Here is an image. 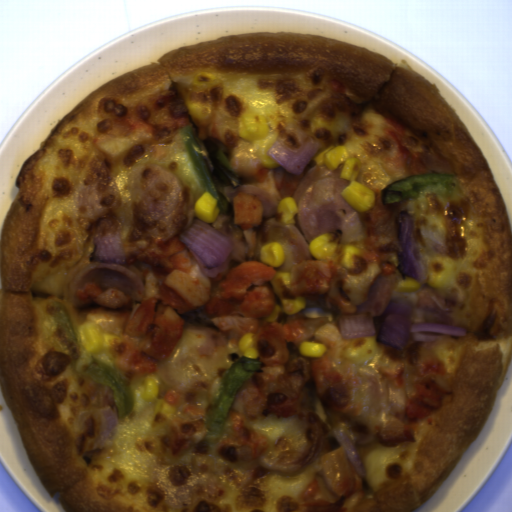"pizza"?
I'll list each match as a JSON object with an SVG mask.
<instances>
[{
	"mask_svg": "<svg viewBox=\"0 0 512 512\" xmlns=\"http://www.w3.org/2000/svg\"><path fill=\"white\" fill-rule=\"evenodd\" d=\"M157 61L107 80L58 121L19 168L17 194L0 227V390L37 478L53 499L61 492L66 512L414 511L483 430L512 363V225L486 157L439 86L403 59L350 42L263 31L173 49ZM243 114L265 117L294 153L310 143L321 150L333 144L360 158L355 181L376 194L375 207L357 213L367 238L355 246V269L342 267L341 243L335 258L323 260L336 268L346 300L366 302L380 274L403 278L396 218L408 214L414 256L429 273L421 285L452 309H415L412 324L467 332H421L441 337L416 343L410 334L402 350L377 343L384 314L373 317V336L342 339L336 319L345 313L334 304L306 305L328 318L308 341H333V365L357 380L351 393L360 409L340 410L308 382L302 414L247 417L268 445L257 458L251 446L226 445L228 415L219 443L205 440V412L224 373L243 356L241 333L218 327L211 320L217 314L203 306L178 314L185 329L166 361L143 353L158 367L154 374L123 369L111 350L94 354L131 393L148 375L161 382L158 402L119 419L113 390L79 372L91 353L76 327L91 322L119 337L133 304L111 311L62 300L69 271L92 262L96 238L117 236L126 268L150 244L168 242H127L136 162L152 159L179 175L190 194L184 230L198 219L194 203L206 190L176 135L191 123L201 140L208 135L226 144L240 185L263 188L278 204L294 196L313 161L300 175L264 168L253 143L239 135ZM94 154L107 157L123 201L114 214L84 223L75 216L74 196ZM429 173L456 175L464 196L428 193L382 206L381 189ZM265 285L281 312L261 323L308 318L283 312L281 300L290 294ZM59 300L81 347L44 311ZM106 404L119 424L96 444ZM342 420L365 481L332 432Z\"/></svg>",
	"mask_w": 512,
	"mask_h": 512,
	"instance_id": "dd6c1bee",
	"label": "pizza"
}]
</instances>
